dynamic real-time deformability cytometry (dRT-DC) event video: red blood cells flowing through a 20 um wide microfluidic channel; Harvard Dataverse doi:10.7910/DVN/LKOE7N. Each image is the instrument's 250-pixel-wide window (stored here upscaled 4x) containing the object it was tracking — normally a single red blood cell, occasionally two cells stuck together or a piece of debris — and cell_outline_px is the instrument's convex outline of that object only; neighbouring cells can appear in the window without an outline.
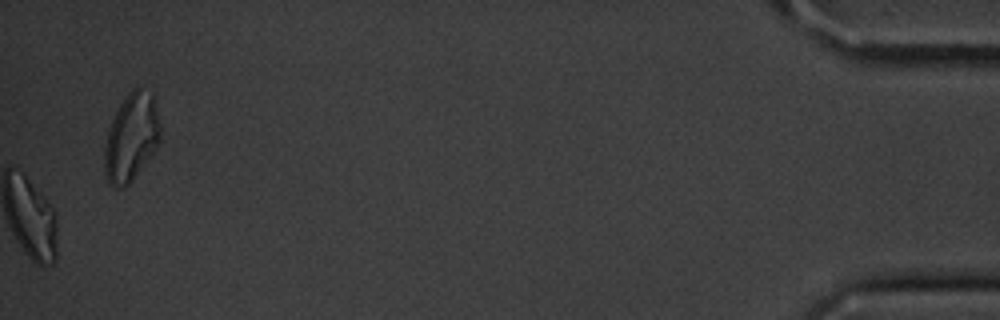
{"species": "common noctule bat (a hibernating species)", "species_latin": "Nyctalus noctula", "temperature_condition": "cold", "stored_images_in_passage": 55, "camera_frame_rate_fps": 3000, "um_per_image_px": 0.085, "animal": {"sex": "male", "body_mass_g": 20.1, "forearm_length_mm": 53.5}, "frame": {"image": 1, "passage_image": 55, "time_ms": 18.0, "image_size_px": [1000, 320], "cell_outline_px": [[160, 140], [156, 148], [132, 180], [128, 184], [120, 188], [112, 188], [108, 184], [104, 172], [104, 148], [108, 128], [120, 104], [128, 92], [132, 88], [140, 88], [156, 92], [160, 124]], "centroid_in_image_um": [11.18, 11.63], "position_along_channel_um": 424.0, "area_um2": 29.07}, "authors_computed_cell_mechanics": {"area_um2": 19.1896, "velocity_mm_per_s": 3.6168, "shape_relaxation_time_tau1_ms": 6.2011, "shape_relaxation_time_tau2_ms": 8.9284, "deformation_change_tau1": 0.1553, "deformation_change_tau2": 0.1889}}